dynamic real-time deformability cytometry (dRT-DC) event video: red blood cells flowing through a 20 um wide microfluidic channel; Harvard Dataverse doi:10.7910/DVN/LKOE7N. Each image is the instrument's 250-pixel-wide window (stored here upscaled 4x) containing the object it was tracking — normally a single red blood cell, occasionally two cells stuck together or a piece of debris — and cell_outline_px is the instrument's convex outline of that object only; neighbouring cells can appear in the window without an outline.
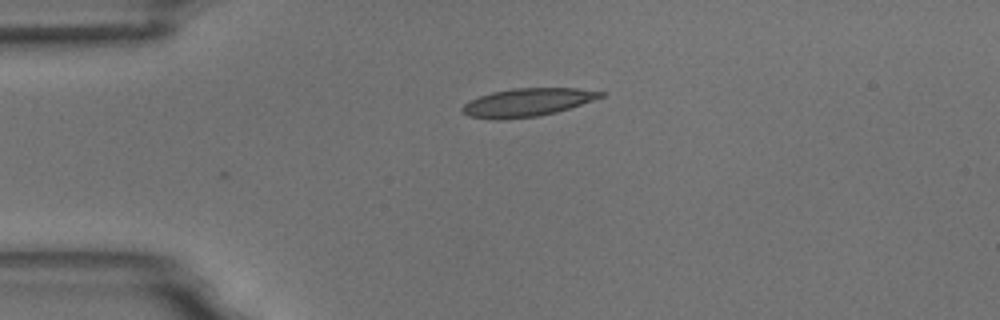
{"species": "common noctule bat (a hibernating species)", "species_latin": "Nyctalus noctula", "temperature_condition": "room temperature", "stored_images_in_passage": 2, "camera_frame_rate_fps": 3000, "um_per_image_px": 0.085, "animal": {"sex": "male", "body_mass_g": 18.8}, "frame": {"image": 1, "passage_image": 2, "time_ms": 1.333, "image_size_px": [1000, 320], "cell_outline_px": [[608, 92], [604, 96], [556, 112], [540, 116], [504, 120], [492, 120], [468, 116], [460, 108], [468, 100], [492, 92], [512, 88], [576, 88]], "centroid_in_image_um": [44.79, 8.71], "position_along_channel_um": 40.2, "area_um2": 22.83}}